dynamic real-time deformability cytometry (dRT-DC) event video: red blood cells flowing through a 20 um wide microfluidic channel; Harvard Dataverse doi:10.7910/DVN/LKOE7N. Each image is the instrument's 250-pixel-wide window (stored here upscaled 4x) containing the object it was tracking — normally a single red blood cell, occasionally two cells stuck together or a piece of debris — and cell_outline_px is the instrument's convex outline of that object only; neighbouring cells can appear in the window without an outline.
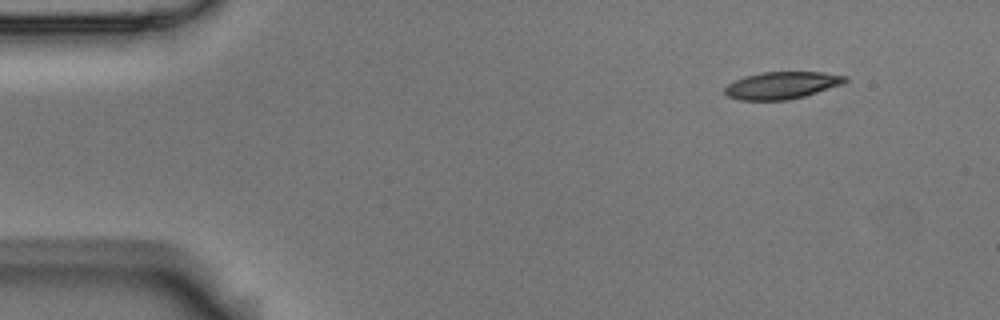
{"species": "Egyptian fruit bat (a non-hibernating species)", "species_latin": "Rousettus aegyptiacus", "temperature_condition": "room temperature", "stored_images_in_passage": 4, "camera_frame_rate_fps": 3000, "um_per_image_px": 0.085, "animal": {"sex": "male"}, "frame": {"image": 1, "passage_image": 1, "time_ms": 0.0, "image_size_px": [1000, 320], "cell_outline_px": [[848, 80], [844, 84], [804, 96], [788, 100], [740, 100], [728, 96], [724, 92], [724, 88], [728, 84], [744, 76], [760, 72], [824, 72], [848, 76]], "centroid_in_image_um": [66.48, 7.24], "position_along_channel_um": 18.5, "area_um2": 19.19}}
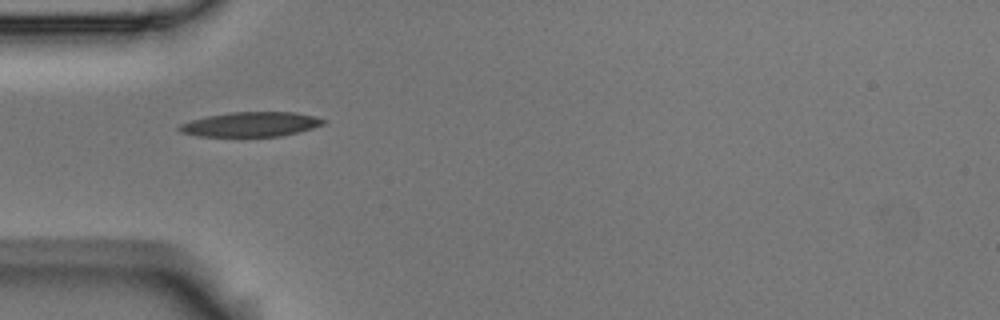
{"frame": {"image": 2, "passage_image": 4, "time_ms": 1.0, "image_size_px": [1000, 320], "cell_outline_px": [[328, 120], [324, 124], [312, 128], [280, 136], [196, 136], [180, 132], [176, 128], [180, 124], [192, 120], [208, 116], [232, 112], [296, 112], [316, 116]], "centroid_in_image_um": [21.33, 10.56], "position_along_channel_um": 63.7, "area_um2": 20.63}}